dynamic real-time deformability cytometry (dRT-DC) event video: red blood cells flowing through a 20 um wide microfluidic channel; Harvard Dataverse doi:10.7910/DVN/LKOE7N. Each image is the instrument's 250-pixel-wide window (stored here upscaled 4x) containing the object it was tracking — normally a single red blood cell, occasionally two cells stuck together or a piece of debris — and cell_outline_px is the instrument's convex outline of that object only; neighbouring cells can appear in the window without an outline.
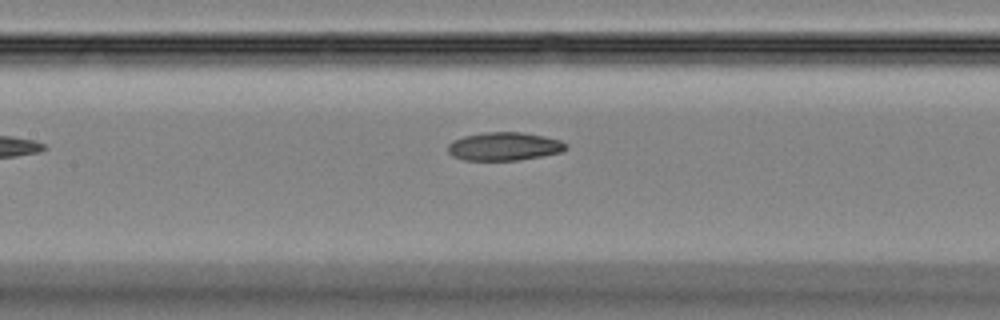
{"species": "Egyptian fruit bat (a non-hibernating species)", "species_latin": "Rousettus aegyptiacus", "temperature_condition": "room temperature", "stored_images_in_passage": 17, "camera_frame_rate_fps": 3000, "um_per_image_px": 0.085, "animal": {"sex": "female"}, "frame": {"image": 1, "passage_image": 8, "time_ms": 2.333, "image_size_px": [1000, 320], "cell_outline_px": [[568, 148], [564, 152], [520, 160], [464, 160], [452, 156], [448, 152], [448, 144], [452, 140], [464, 136], [484, 132], [520, 132], [544, 136], [560, 140], [568, 144]], "centroid_in_image_um": [42.88, 12.44], "position_along_channel_um": 164.5, "area_um2": 19.65}}
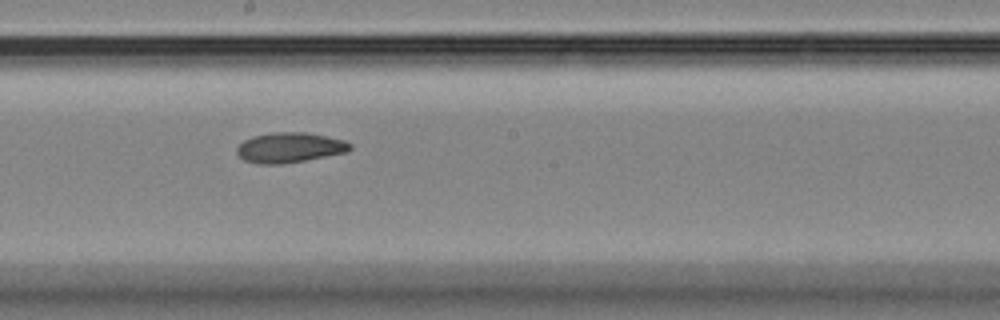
{"frame": {"image": 2, "passage_image": 12, "time_ms": 3.667, "image_size_px": [1000, 320], "cell_outline_px": [[352, 148], [348, 152], [284, 164], [256, 164], [244, 160], [236, 152], [236, 148], [244, 140], [252, 136], [272, 132], [304, 132], [344, 140], [352, 144]], "centroid_in_image_um": [24.61, 12.55], "position_along_channel_um": 223.6, "area_um2": 19.94}}